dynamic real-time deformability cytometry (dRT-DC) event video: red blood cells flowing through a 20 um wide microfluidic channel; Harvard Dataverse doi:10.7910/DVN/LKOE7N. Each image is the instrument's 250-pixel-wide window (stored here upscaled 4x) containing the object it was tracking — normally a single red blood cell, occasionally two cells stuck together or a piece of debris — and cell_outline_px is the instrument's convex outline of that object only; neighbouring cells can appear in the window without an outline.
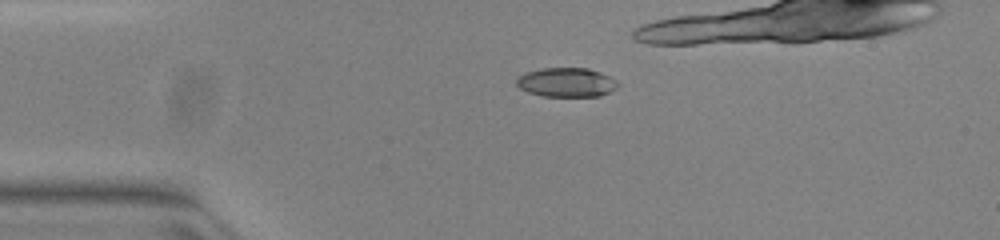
{"species": "common noctule bat (a hibernating species)", "species_latin": "Nyctalus noctula", "temperature_condition": "warm", "stored_images_in_passage": 30, "camera_frame_rate_fps": 3000, "um_per_image_px": 0.085, "animal": {"sex": "female", "body_mass_g": 23.0, "forearm_length_mm": 53.4}, "frame": {"image": 1, "passage_image": 1, "time_ms": 0.0, "image_size_px": [1000, 240], "cell_outline_px": [[620, 84], [616, 88], [600, 96], [544, 96], [528, 92], [520, 88], [516, 84], [516, 80], [524, 72], [544, 68], [588, 68], [600, 72], [616, 80]], "centroid_in_image_um": [48.15, 6.99], "position_along_channel_um": 36.9, "area_um2": 17.17}}
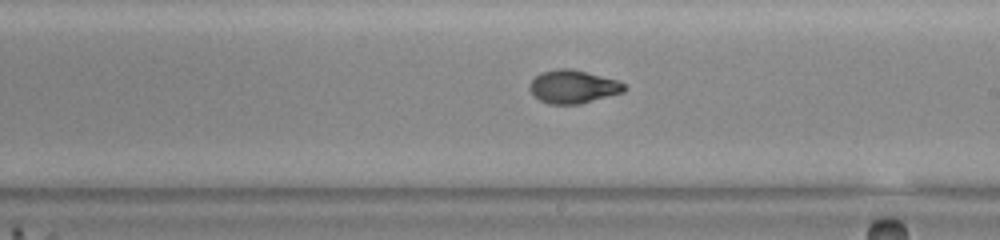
{"frame": {"image": 2, "passage_image": 19, "time_ms": 6.0, "image_size_px": [1000, 240], "cell_outline_px": [[628, 88], [624, 92], [580, 104], [548, 104], [540, 100], [528, 88], [532, 80], [540, 72], [556, 68], [568, 68], [588, 72], [616, 80], [624, 84]], "centroid_in_image_um": [48.72, 7.36], "position_along_channel_um": 240.3, "area_um2": 18.32}}
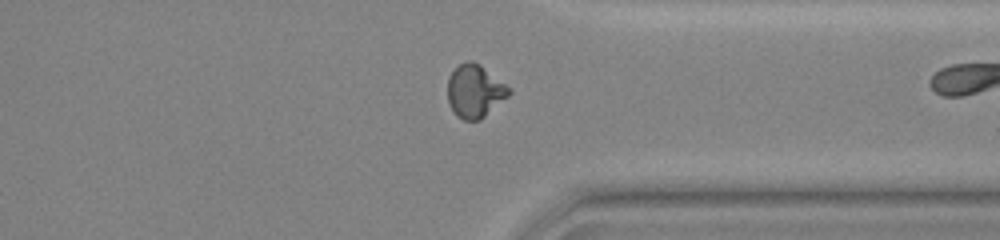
{"frame": {"image": 3, "passage_image": 29, "time_ms": 9.333, "image_size_px": [1000, 240], "cell_outline_px": [[512, 92], [508, 96], [480, 120], [464, 120], [456, 116], [452, 112], [448, 104], [448, 76], [460, 64], [468, 60], [472, 60], [480, 64], [512, 88]], "centroid_in_image_um": [40.36, 7.74], "position_along_channel_um": 371.0, "area_um2": 19.13}}